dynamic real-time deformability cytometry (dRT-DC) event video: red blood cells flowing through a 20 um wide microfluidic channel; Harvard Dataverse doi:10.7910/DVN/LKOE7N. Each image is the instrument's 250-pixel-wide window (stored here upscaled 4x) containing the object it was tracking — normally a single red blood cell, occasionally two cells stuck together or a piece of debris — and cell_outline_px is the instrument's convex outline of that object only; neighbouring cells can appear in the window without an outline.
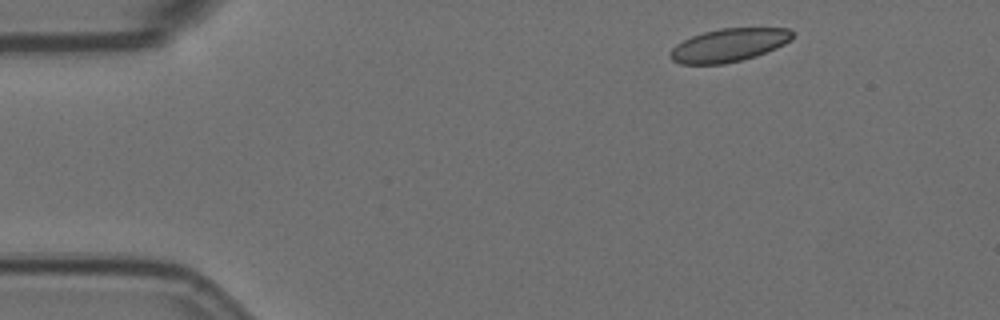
{"species": "Egyptian fruit bat (a non-hibernating species)", "species_latin": "Rousettus aegyptiacus", "temperature_condition": "room temperature", "stored_images_in_passage": 2, "camera_frame_rate_fps": 3000, "um_per_image_px": 0.085, "animal": {"sex": "female"}, "frame": {"image": 1, "passage_image": 1, "time_ms": 0.0, "image_size_px": [1000, 320], "cell_outline_px": [[796, 32], [792, 40], [776, 48], [756, 56], [724, 64], [680, 64], [672, 60], [668, 56], [672, 48], [676, 44], [692, 36], [704, 32], [720, 28], [788, 28]], "centroid_in_image_um": [61.97, 3.83], "position_along_channel_um": 23.0, "area_um2": 23.76}}